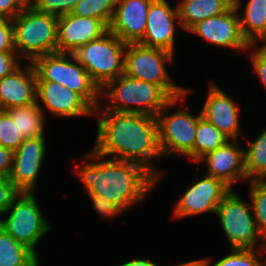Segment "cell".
<instances>
[{
	"instance_id": "obj_25",
	"label": "cell",
	"mask_w": 266,
	"mask_h": 266,
	"mask_svg": "<svg viewBox=\"0 0 266 266\" xmlns=\"http://www.w3.org/2000/svg\"><path fill=\"white\" fill-rule=\"evenodd\" d=\"M244 151L246 181H263L266 178V128Z\"/></svg>"
},
{
	"instance_id": "obj_24",
	"label": "cell",
	"mask_w": 266,
	"mask_h": 266,
	"mask_svg": "<svg viewBox=\"0 0 266 266\" xmlns=\"http://www.w3.org/2000/svg\"><path fill=\"white\" fill-rule=\"evenodd\" d=\"M38 258L0 227V266H34Z\"/></svg>"
},
{
	"instance_id": "obj_11",
	"label": "cell",
	"mask_w": 266,
	"mask_h": 266,
	"mask_svg": "<svg viewBox=\"0 0 266 266\" xmlns=\"http://www.w3.org/2000/svg\"><path fill=\"white\" fill-rule=\"evenodd\" d=\"M241 0H234V5L225 13L212 16L196 23L188 31L219 47L234 48L239 51L250 50L256 44H249L243 37L239 14Z\"/></svg>"
},
{
	"instance_id": "obj_16",
	"label": "cell",
	"mask_w": 266,
	"mask_h": 266,
	"mask_svg": "<svg viewBox=\"0 0 266 266\" xmlns=\"http://www.w3.org/2000/svg\"><path fill=\"white\" fill-rule=\"evenodd\" d=\"M36 101L56 117L89 116L94 111L78 93L51 81H36Z\"/></svg>"
},
{
	"instance_id": "obj_8",
	"label": "cell",
	"mask_w": 266,
	"mask_h": 266,
	"mask_svg": "<svg viewBox=\"0 0 266 266\" xmlns=\"http://www.w3.org/2000/svg\"><path fill=\"white\" fill-rule=\"evenodd\" d=\"M190 89L186 88V93L172 98L166 106L157 114L158 140L162 155L182 154L193 161V147L197 122L202 117L201 113L193 116L185 109H179L176 113L166 115L167 110L185 98ZM166 113V114H165ZM165 114V115H164Z\"/></svg>"
},
{
	"instance_id": "obj_41",
	"label": "cell",
	"mask_w": 266,
	"mask_h": 266,
	"mask_svg": "<svg viewBox=\"0 0 266 266\" xmlns=\"http://www.w3.org/2000/svg\"><path fill=\"white\" fill-rule=\"evenodd\" d=\"M34 266H40L38 259H37V261H36Z\"/></svg>"
},
{
	"instance_id": "obj_4",
	"label": "cell",
	"mask_w": 266,
	"mask_h": 266,
	"mask_svg": "<svg viewBox=\"0 0 266 266\" xmlns=\"http://www.w3.org/2000/svg\"><path fill=\"white\" fill-rule=\"evenodd\" d=\"M11 22L18 57L32 62L36 57L57 52V16L36 11L28 4Z\"/></svg>"
},
{
	"instance_id": "obj_38",
	"label": "cell",
	"mask_w": 266,
	"mask_h": 266,
	"mask_svg": "<svg viewBox=\"0 0 266 266\" xmlns=\"http://www.w3.org/2000/svg\"><path fill=\"white\" fill-rule=\"evenodd\" d=\"M13 163V151L0 145V175L9 177Z\"/></svg>"
},
{
	"instance_id": "obj_29",
	"label": "cell",
	"mask_w": 266,
	"mask_h": 266,
	"mask_svg": "<svg viewBox=\"0 0 266 266\" xmlns=\"http://www.w3.org/2000/svg\"><path fill=\"white\" fill-rule=\"evenodd\" d=\"M249 184L253 216L259 233L266 241V183L263 181H249Z\"/></svg>"
},
{
	"instance_id": "obj_22",
	"label": "cell",
	"mask_w": 266,
	"mask_h": 266,
	"mask_svg": "<svg viewBox=\"0 0 266 266\" xmlns=\"http://www.w3.org/2000/svg\"><path fill=\"white\" fill-rule=\"evenodd\" d=\"M239 21L242 35L249 44L259 40L266 44V0H248Z\"/></svg>"
},
{
	"instance_id": "obj_6",
	"label": "cell",
	"mask_w": 266,
	"mask_h": 266,
	"mask_svg": "<svg viewBox=\"0 0 266 266\" xmlns=\"http://www.w3.org/2000/svg\"><path fill=\"white\" fill-rule=\"evenodd\" d=\"M126 45L108 30L100 38L79 47L73 55L101 89L124 73Z\"/></svg>"
},
{
	"instance_id": "obj_17",
	"label": "cell",
	"mask_w": 266,
	"mask_h": 266,
	"mask_svg": "<svg viewBox=\"0 0 266 266\" xmlns=\"http://www.w3.org/2000/svg\"><path fill=\"white\" fill-rule=\"evenodd\" d=\"M153 0H117L108 30L125 43H138L145 34Z\"/></svg>"
},
{
	"instance_id": "obj_28",
	"label": "cell",
	"mask_w": 266,
	"mask_h": 266,
	"mask_svg": "<svg viewBox=\"0 0 266 266\" xmlns=\"http://www.w3.org/2000/svg\"><path fill=\"white\" fill-rule=\"evenodd\" d=\"M261 249L262 250L259 254L258 251H256L258 249L232 248V253L230 255L223 257L211 266H261L263 263L262 259L264 257L262 255H264L266 251V243L262 244ZM203 260L205 262V266H210V260Z\"/></svg>"
},
{
	"instance_id": "obj_15",
	"label": "cell",
	"mask_w": 266,
	"mask_h": 266,
	"mask_svg": "<svg viewBox=\"0 0 266 266\" xmlns=\"http://www.w3.org/2000/svg\"><path fill=\"white\" fill-rule=\"evenodd\" d=\"M108 27L99 19L65 14L58 17L57 52L73 53L79 47L100 38Z\"/></svg>"
},
{
	"instance_id": "obj_37",
	"label": "cell",
	"mask_w": 266,
	"mask_h": 266,
	"mask_svg": "<svg viewBox=\"0 0 266 266\" xmlns=\"http://www.w3.org/2000/svg\"><path fill=\"white\" fill-rule=\"evenodd\" d=\"M0 51H15L13 47V26L11 19L0 22Z\"/></svg>"
},
{
	"instance_id": "obj_39",
	"label": "cell",
	"mask_w": 266,
	"mask_h": 266,
	"mask_svg": "<svg viewBox=\"0 0 266 266\" xmlns=\"http://www.w3.org/2000/svg\"><path fill=\"white\" fill-rule=\"evenodd\" d=\"M119 266H159V265L152 262L151 260L139 258V259L129 260Z\"/></svg>"
},
{
	"instance_id": "obj_19",
	"label": "cell",
	"mask_w": 266,
	"mask_h": 266,
	"mask_svg": "<svg viewBox=\"0 0 266 266\" xmlns=\"http://www.w3.org/2000/svg\"><path fill=\"white\" fill-rule=\"evenodd\" d=\"M244 150L240 149L235 140H229L214 151L207 153L198 163L206 161L207 175L221 180L232 189L236 180H246Z\"/></svg>"
},
{
	"instance_id": "obj_7",
	"label": "cell",
	"mask_w": 266,
	"mask_h": 266,
	"mask_svg": "<svg viewBox=\"0 0 266 266\" xmlns=\"http://www.w3.org/2000/svg\"><path fill=\"white\" fill-rule=\"evenodd\" d=\"M174 54L140 43H127L124 74L159 86L171 99L186 93V88L174 84L165 62L173 61Z\"/></svg>"
},
{
	"instance_id": "obj_1",
	"label": "cell",
	"mask_w": 266,
	"mask_h": 266,
	"mask_svg": "<svg viewBox=\"0 0 266 266\" xmlns=\"http://www.w3.org/2000/svg\"><path fill=\"white\" fill-rule=\"evenodd\" d=\"M97 111L100 120L93 151L103 157L111 155V159L140 163L158 182L162 173L154 168L151 161L163 156L156 117L104 110L101 105L94 109L93 115Z\"/></svg>"
},
{
	"instance_id": "obj_32",
	"label": "cell",
	"mask_w": 266,
	"mask_h": 266,
	"mask_svg": "<svg viewBox=\"0 0 266 266\" xmlns=\"http://www.w3.org/2000/svg\"><path fill=\"white\" fill-rule=\"evenodd\" d=\"M20 194L21 191L14 186L8 177L0 175V215L9 208Z\"/></svg>"
},
{
	"instance_id": "obj_18",
	"label": "cell",
	"mask_w": 266,
	"mask_h": 266,
	"mask_svg": "<svg viewBox=\"0 0 266 266\" xmlns=\"http://www.w3.org/2000/svg\"><path fill=\"white\" fill-rule=\"evenodd\" d=\"M240 107L222 89L211 83L201 115L230 140L239 134Z\"/></svg>"
},
{
	"instance_id": "obj_5",
	"label": "cell",
	"mask_w": 266,
	"mask_h": 266,
	"mask_svg": "<svg viewBox=\"0 0 266 266\" xmlns=\"http://www.w3.org/2000/svg\"><path fill=\"white\" fill-rule=\"evenodd\" d=\"M32 64L36 81H51L78 93L93 109L100 104V88L73 53H51L36 57Z\"/></svg>"
},
{
	"instance_id": "obj_20",
	"label": "cell",
	"mask_w": 266,
	"mask_h": 266,
	"mask_svg": "<svg viewBox=\"0 0 266 266\" xmlns=\"http://www.w3.org/2000/svg\"><path fill=\"white\" fill-rule=\"evenodd\" d=\"M36 72L31 64L20 66L0 79V110L36 103Z\"/></svg>"
},
{
	"instance_id": "obj_13",
	"label": "cell",
	"mask_w": 266,
	"mask_h": 266,
	"mask_svg": "<svg viewBox=\"0 0 266 266\" xmlns=\"http://www.w3.org/2000/svg\"><path fill=\"white\" fill-rule=\"evenodd\" d=\"M46 154L44 136L25 139L13 152L9 180L21 192L34 193V187Z\"/></svg>"
},
{
	"instance_id": "obj_9",
	"label": "cell",
	"mask_w": 266,
	"mask_h": 266,
	"mask_svg": "<svg viewBox=\"0 0 266 266\" xmlns=\"http://www.w3.org/2000/svg\"><path fill=\"white\" fill-rule=\"evenodd\" d=\"M244 201L231 189L216 208L215 215H218L231 249H257L259 240L266 243L258 231L251 204Z\"/></svg>"
},
{
	"instance_id": "obj_27",
	"label": "cell",
	"mask_w": 266,
	"mask_h": 266,
	"mask_svg": "<svg viewBox=\"0 0 266 266\" xmlns=\"http://www.w3.org/2000/svg\"><path fill=\"white\" fill-rule=\"evenodd\" d=\"M117 0H80L71 14L101 20L109 27L114 15Z\"/></svg>"
},
{
	"instance_id": "obj_31",
	"label": "cell",
	"mask_w": 266,
	"mask_h": 266,
	"mask_svg": "<svg viewBox=\"0 0 266 266\" xmlns=\"http://www.w3.org/2000/svg\"><path fill=\"white\" fill-rule=\"evenodd\" d=\"M80 0H28L36 11L60 17L70 14Z\"/></svg>"
},
{
	"instance_id": "obj_34",
	"label": "cell",
	"mask_w": 266,
	"mask_h": 266,
	"mask_svg": "<svg viewBox=\"0 0 266 266\" xmlns=\"http://www.w3.org/2000/svg\"><path fill=\"white\" fill-rule=\"evenodd\" d=\"M28 5V0H0V19H13Z\"/></svg>"
},
{
	"instance_id": "obj_3",
	"label": "cell",
	"mask_w": 266,
	"mask_h": 266,
	"mask_svg": "<svg viewBox=\"0 0 266 266\" xmlns=\"http://www.w3.org/2000/svg\"><path fill=\"white\" fill-rule=\"evenodd\" d=\"M100 96L105 97L106 101L109 100L104 110L155 117L171 100L159 86L129 77L124 73L108 81L101 88ZM130 104L137 106L132 107Z\"/></svg>"
},
{
	"instance_id": "obj_14",
	"label": "cell",
	"mask_w": 266,
	"mask_h": 266,
	"mask_svg": "<svg viewBox=\"0 0 266 266\" xmlns=\"http://www.w3.org/2000/svg\"><path fill=\"white\" fill-rule=\"evenodd\" d=\"M176 19L180 24L177 6L172 9L167 0H153L147 13L145 34L138 43L174 54Z\"/></svg>"
},
{
	"instance_id": "obj_36",
	"label": "cell",
	"mask_w": 266,
	"mask_h": 266,
	"mask_svg": "<svg viewBox=\"0 0 266 266\" xmlns=\"http://www.w3.org/2000/svg\"><path fill=\"white\" fill-rule=\"evenodd\" d=\"M251 61L261 83L264 84L266 88V44L260 48H255L253 54L251 53Z\"/></svg>"
},
{
	"instance_id": "obj_40",
	"label": "cell",
	"mask_w": 266,
	"mask_h": 266,
	"mask_svg": "<svg viewBox=\"0 0 266 266\" xmlns=\"http://www.w3.org/2000/svg\"><path fill=\"white\" fill-rule=\"evenodd\" d=\"M176 266H205V262L201 258L199 260L198 259L197 260H192V261H189V262H186V263L178 264Z\"/></svg>"
},
{
	"instance_id": "obj_21",
	"label": "cell",
	"mask_w": 266,
	"mask_h": 266,
	"mask_svg": "<svg viewBox=\"0 0 266 266\" xmlns=\"http://www.w3.org/2000/svg\"><path fill=\"white\" fill-rule=\"evenodd\" d=\"M234 0H182L178 4L179 23L188 31L196 23L228 11Z\"/></svg>"
},
{
	"instance_id": "obj_26",
	"label": "cell",
	"mask_w": 266,
	"mask_h": 266,
	"mask_svg": "<svg viewBox=\"0 0 266 266\" xmlns=\"http://www.w3.org/2000/svg\"><path fill=\"white\" fill-rule=\"evenodd\" d=\"M230 139L203 117L197 122L193 147V162H199L207 153L224 145Z\"/></svg>"
},
{
	"instance_id": "obj_12",
	"label": "cell",
	"mask_w": 266,
	"mask_h": 266,
	"mask_svg": "<svg viewBox=\"0 0 266 266\" xmlns=\"http://www.w3.org/2000/svg\"><path fill=\"white\" fill-rule=\"evenodd\" d=\"M196 181L175 204L174 218L189 217L204 212L215 214L223 197L231 190L221 180L209 175Z\"/></svg>"
},
{
	"instance_id": "obj_35",
	"label": "cell",
	"mask_w": 266,
	"mask_h": 266,
	"mask_svg": "<svg viewBox=\"0 0 266 266\" xmlns=\"http://www.w3.org/2000/svg\"><path fill=\"white\" fill-rule=\"evenodd\" d=\"M19 60L16 51H0V79L16 70L20 66Z\"/></svg>"
},
{
	"instance_id": "obj_2",
	"label": "cell",
	"mask_w": 266,
	"mask_h": 266,
	"mask_svg": "<svg viewBox=\"0 0 266 266\" xmlns=\"http://www.w3.org/2000/svg\"><path fill=\"white\" fill-rule=\"evenodd\" d=\"M85 157L91 161L78 164L75 170L88 194L109 199L124 211L142 201L157 183V178L140 163L105 159L95 151Z\"/></svg>"
},
{
	"instance_id": "obj_30",
	"label": "cell",
	"mask_w": 266,
	"mask_h": 266,
	"mask_svg": "<svg viewBox=\"0 0 266 266\" xmlns=\"http://www.w3.org/2000/svg\"><path fill=\"white\" fill-rule=\"evenodd\" d=\"M24 140L16 122L6 111L0 110V145L14 152Z\"/></svg>"
},
{
	"instance_id": "obj_33",
	"label": "cell",
	"mask_w": 266,
	"mask_h": 266,
	"mask_svg": "<svg viewBox=\"0 0 266 266\" xmlns=\"http://www.w3.org/2000/svg\"><path fill=\"white\" fill-rule=\"evenodd\" d=\"M89 195L91 197V200L94 205L93 207L95 208L96 212L101 214L103 217H112L124 212L121 207H119L117 204H115L109 199L106 200L100 195Z\"/></svg>"
},
{
	"instance_id": "obj_10",
	"label": "cell",
	"mask_w": 266,
	"mask_h": 266,
	"mask_svg": "<svg viewBox=\"0 0 266 266\" xmlns=\"http://www.w3.org/2000/svg\"><path fill=\"white\" fill-rule=\"evenodd\" d=\"M0 217V227L12 238L31 249L37 256L36 245L50 230L35 198V193L21 192L9 208Z\"/></svg>"
},
{
	"instance_id": "obj_23",
	"label": "cell",
	"mask_w": 266,
	"mask_h": 266,
	"mask_svg": "<svg viewBox=\"0 0 266 266\" xmlns=\"http://www.w3.org/2000/svg\"><path fill=\"white\" fill-rule=\"evenodd\" d=\"M16 122L24 139L44 136L45 116L42 105L37 102L28 106L9 108L5 110Z\"/></svg>"
}]
</instances>
